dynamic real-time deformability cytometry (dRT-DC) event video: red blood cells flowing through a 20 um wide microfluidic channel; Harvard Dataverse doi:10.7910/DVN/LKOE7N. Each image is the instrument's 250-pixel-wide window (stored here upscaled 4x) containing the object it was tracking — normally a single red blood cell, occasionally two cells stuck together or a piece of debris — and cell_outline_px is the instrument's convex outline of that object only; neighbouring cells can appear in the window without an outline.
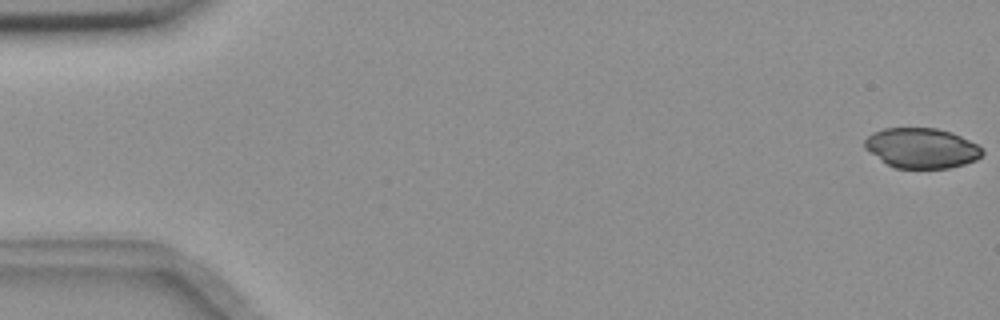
{"species": "common noctule bat (a hibernating species)", "species_latin": "Nyctalus noctula", "temperature_condition": "room temperature", "stored_images_in_passage": 4, "camera_frame_rate_fps": 3000, "um_per_image_px": 0.085, "animal": {"sex": "female", "body_mass_g": 18.4}, "frame": {"image": 1, "passage_image": 1, "time_ms": 0.0, "image_size_px": [1000, 320], "cell_outline_px": [[984, 152], [976, 160], [964, 164], [948, 168], [896, 168], [888, 164], [864, 148], [864, 140], [872, 132], [884, 128], [936, 128], [952, 132], [976, 144]], "centroid_in_image_um": [78.32, 12.58], "position_along_channel_um": 6.7, "area_um2": 27.28}}